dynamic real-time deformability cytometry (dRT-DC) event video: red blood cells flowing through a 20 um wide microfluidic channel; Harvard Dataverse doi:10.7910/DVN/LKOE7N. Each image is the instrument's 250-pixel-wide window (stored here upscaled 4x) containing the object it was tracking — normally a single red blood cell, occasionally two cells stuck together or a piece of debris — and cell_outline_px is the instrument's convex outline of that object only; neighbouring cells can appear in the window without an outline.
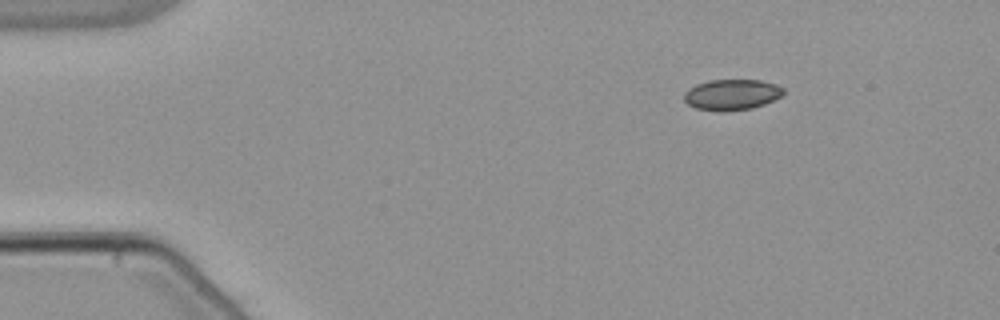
{"species": "common noctule bat (a hibernating species)", "species_latin": "Nyctalus noctula", "temperature_condition": "warm", "stored_images_in_passage": 47, "camera_frame_rate_fps": 3000, "um_per_image_px": 0.085, "animal": {"sex": "male", "body_mass_g": 21.5, "forearm_length_mm": 52.0}, "frame": {"image": 1, "passage_image": 1, "time_ms": 0.0, "image_size_px": [1000, 320], "cell_outline_px": [[784, 92], [780, 96], [764, 104], [752, 108], [720, 112], [696, 108], [688, 104], [684, 100], [684, 92], [688, 88], [696, 84], [708, 80], [760, 80], [776, 84], [784, 88]], "centroid_in_image_um": [62.17, 8.04], "position_along_channel_um": 22.8, "area_um2": 17.86}}
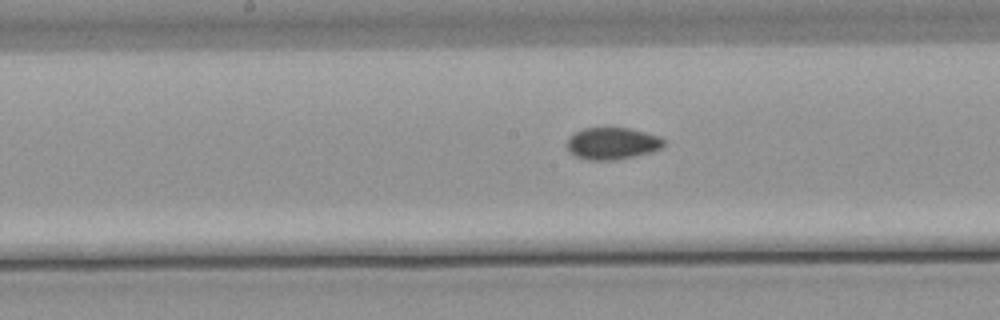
{"frame": {"image": 2, "passage_image": 21, "time_ms": 6.667, "image_size_px": [1000, 320], "cell_outline_px": [[664, 144], [660, 148], [652, 152], [616, 160], [584, 160], [568, 152], [564, 144], [568, 136], [584, 128], [628, 128], [660, 136], [664, 140]], "centroid_in_image_um": [51.97, 12.2], "position_along_channel_um": 196.2, "area_um2": 18.26}}
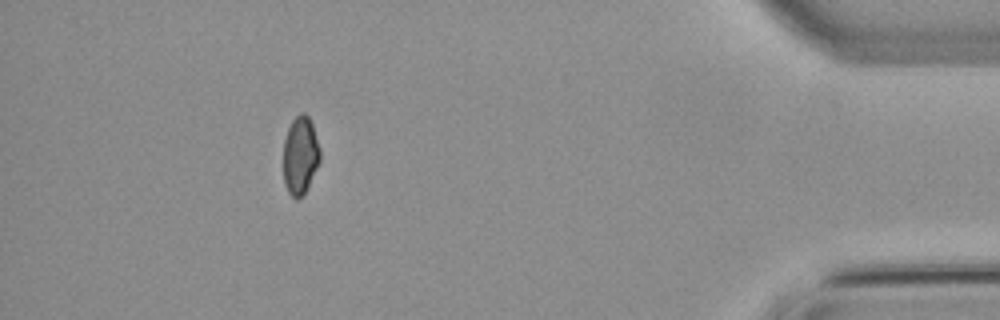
{"frame": {"image": 3, "passage_image": 42, "time_ms": 13.667, "image_size_px": [1000, 320], "cell_outline_px": [[320, 160], [304, 192], [296, 200], [288, 192], [284, 184], [284, 140], [288, 128], [292, 120], [300, 112], [304, 112], [308, 116], [312, 124], [320, 148]], "centroid_in_image_um": [25.51, 13.17], "position_along_channel_um": 409.7, "area_um2": 16.42}, "authors_computed_cell_mechanics": {"area_um2": 17.8602, "velocity_mm_per_s": 3.8425, "shape_relaxation_time_tau1_ms": null, "shape_relaxation_time_tau2_ms": 2.4411, "deformation_change_tau1": null, "deformation_change_tau2": 0.0604}}